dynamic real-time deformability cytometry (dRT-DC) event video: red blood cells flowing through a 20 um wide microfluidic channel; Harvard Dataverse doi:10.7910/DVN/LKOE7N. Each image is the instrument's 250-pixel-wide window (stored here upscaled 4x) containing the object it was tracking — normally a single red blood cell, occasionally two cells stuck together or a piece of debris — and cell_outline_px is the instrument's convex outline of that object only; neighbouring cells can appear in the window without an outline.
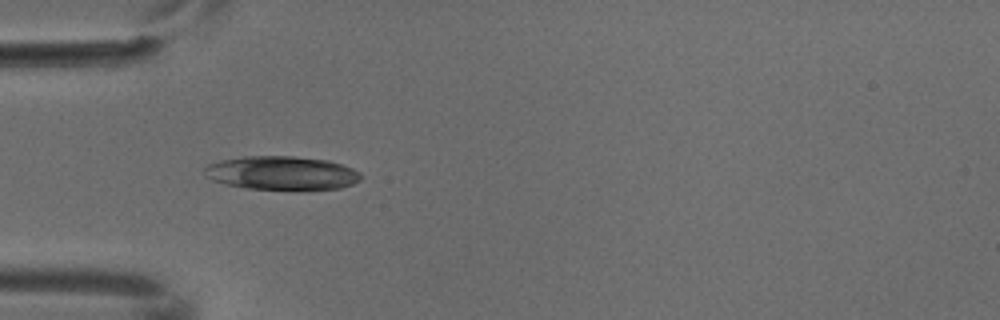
{"species": "common noctule bat (a hibernating species)", "species_latin": "Nyctalus noctula", "temperature_condition": "cold", "stored_images_in_passage": 5, "camera_frame_rate_fps": 3000, "um_per_image_px": 0.085, "animal": {"sex": "male", "body_mass_g": 18.8}, "frame": {"image": 1, "passage_image": 4, "time_ms": 1.0, "image_size_px": [1000, 320], "cell_outline_px": [[364, 176], [360, 180], [352, 184], [340, 188], [300, 192], [296, 192], [244, 188], [224, 184], [212, 180], [204, 176], [204, 168], [208, 164], [220, 160], [244, 156], [292, 156], [328, 160], [352, 168], [360, 172]], "centroid_in_image_um": [23.96, 14.75], "position_along_channel_um": 61.0, "area_um2": 31.85}}
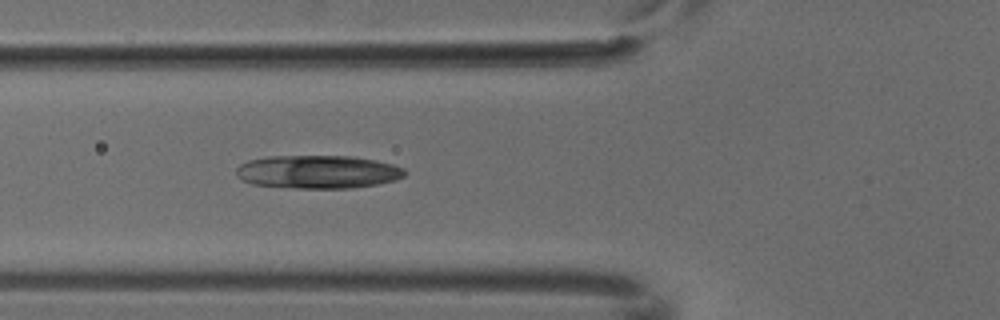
{"frame": {"image": 2, "passage_image": 5, "time_ms": 1.333, "image_size_px": [1000, 320], "cell_outline_px": [[408, 172], [404, 176], [396, 180], [376, 184], [352, 188], [296, 188], [252, 184], [236, 176], [236, 168], [240, 164], [248, 160], [268, 156], [352, 156], [376, 160], [392, 164], [404, 168]], "centroid_in_image_um": [27.03, 14.6], "position_along_channel_um": 98.8, "area_um2": 32.77}}